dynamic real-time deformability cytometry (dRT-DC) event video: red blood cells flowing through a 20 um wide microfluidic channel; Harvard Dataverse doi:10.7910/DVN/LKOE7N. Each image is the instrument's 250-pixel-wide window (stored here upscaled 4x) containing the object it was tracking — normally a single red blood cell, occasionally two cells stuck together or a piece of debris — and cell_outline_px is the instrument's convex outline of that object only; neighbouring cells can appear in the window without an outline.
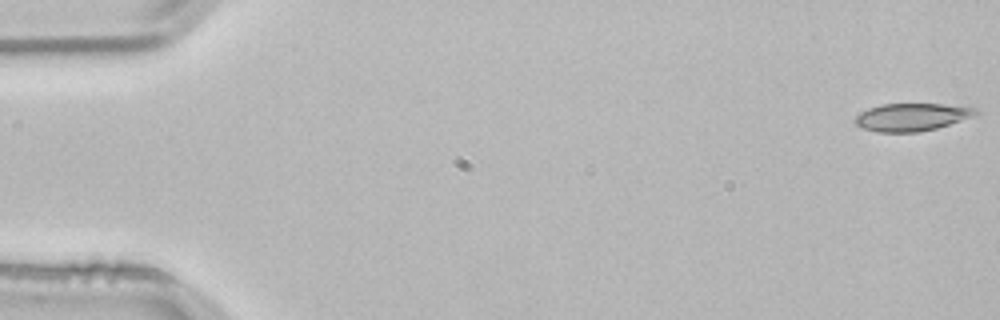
{"species": "common noctule bat (a hibernating species)", "species_latin": "Nyctalus noctula", "temperature_condition": "room temperature", "stored_images_in_passage": 4, "camera_frame_rate_fps": 3000, "um_per_image_px": 0.085, "animal": {"sex": "male", "body_mass_g": 21.5, "forearm_length_mm": 52.0}, "frame": {"image": 1, "passage_image": 1, "time_ms": 0.0, "image_size_px": [1000, 320], "cell_outline_px": [[980, 112], [960, 120], [936, 128], [920, 132], [876, 132], [860, 128], [852, 120], [860, 112], [868, 108], [880, 104], [940, 104], [980, 108]], "centroid_in_image_um": [77.43, 9.95], "position_along_channel_um": 7.6, "area_um2": 19.48}}
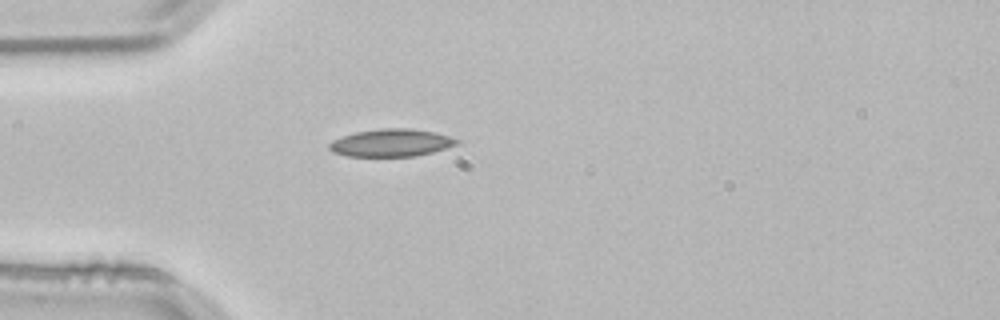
{"frame": {"image": 2, "passage_image": 4, "time_ms": 1.0, "image_size_px": [1000, 320], "cell_outline_px": [[460, 140], [456, 144], [432, 152], [416, 156], [348, 156], [332, 152], [328, 148], [328, 144], [332, 140], [356, 132], [380, 128], [412, 128], [436, 132]], "centroid_in_image_um": [33.23, 12.13], "position_along_channel_um": 51.8, "area_um2": 20.4}}